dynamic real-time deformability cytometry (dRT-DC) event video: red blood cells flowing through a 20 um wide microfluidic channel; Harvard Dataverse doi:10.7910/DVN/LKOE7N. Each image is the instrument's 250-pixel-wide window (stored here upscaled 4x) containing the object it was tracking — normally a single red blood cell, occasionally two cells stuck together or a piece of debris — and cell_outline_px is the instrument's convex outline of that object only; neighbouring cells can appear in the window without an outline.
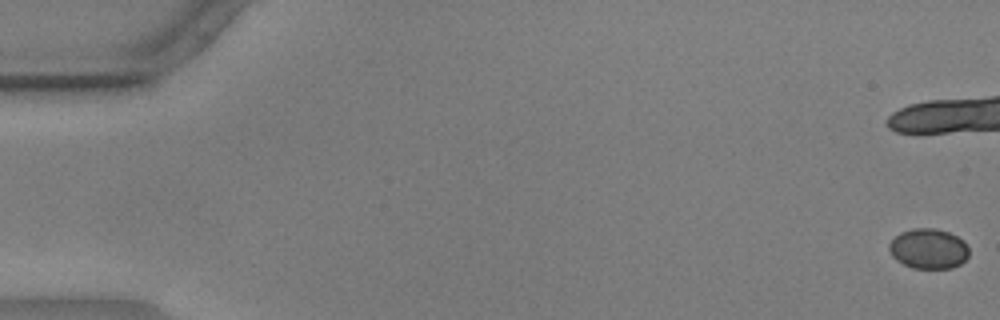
{"species": "common noctule bat (a hibernating species)", "species_latin": "Nyctalus noctula", "temperature_condition": "warm", "stored_images_in_passage": 14, "camera_frame_rate_fps": 3000, "um_per_image_px": 0.085, "animal": {"sex": "male", "body_mass_g": 17.9, "forearm_length_mm": 54.2}, "frame": {"image": 1, "passage_image": 1, "time_ms": 0.0, "image_size_px": [1000, 320], "cell_outline_px": [[968, 256], [960, 264], [952, 268], [912, 268], [896, 260], [892, 256], [888, 248], [888, 244], [900, 232], [912, 228], [936, 228], [948, 232], [964, 240], [968, 248]], "centroid_in_image_um": [78.91, 21.13], "position_along_channel_um": 6.1, "area_um2": 18.73}}